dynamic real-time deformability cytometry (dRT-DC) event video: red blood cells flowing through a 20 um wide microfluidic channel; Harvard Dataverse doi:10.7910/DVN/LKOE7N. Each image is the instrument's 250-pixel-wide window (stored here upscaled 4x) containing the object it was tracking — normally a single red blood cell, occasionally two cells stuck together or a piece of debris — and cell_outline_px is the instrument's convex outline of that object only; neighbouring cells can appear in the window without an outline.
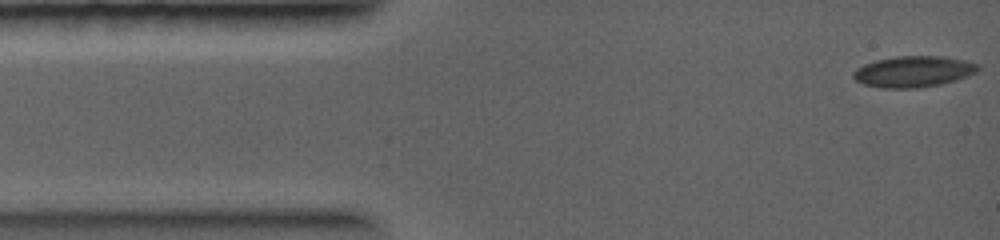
{"species": "common noctule bat (a hibernating species)", "species_latin": "Nyctalus noctula", "temperature_condition": "warm", "stored_images_in_passage": 3, "camera_frame_rate_fps": 5000, "um_per_image_px": 0.085, "animal": {"sex": "female", "body_mass_g": 19.0, "forearm_length_mm": 56.7}, "frame": {"image": 1, "passage_image": 1, "time_ms": 0.0, "image_size_px": [1000, 240], "cell_outline_px": [[980, 68], [976, 72], [968, 76], [956, 80], [940, 84], [916, 88], [880, 88], [864, 84], [856, 80], [852, 76], [852, 72], [856, 68], [864, 64], [876, 60], [896, 56], [944, 56], [964, 60], [980, 64]], "centroid_in_image_um": [77.64, 6.08], "position_along_channel_um": 7.4, "area_um2": 22.72}}
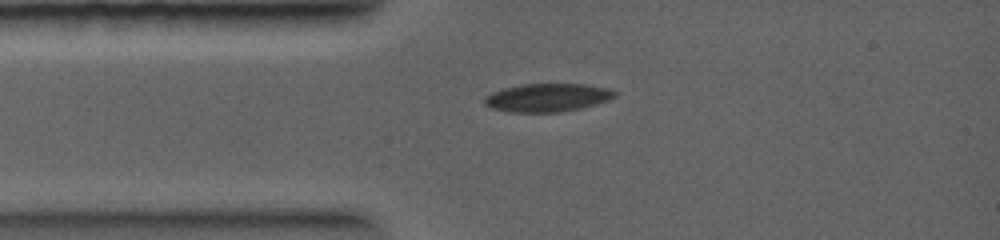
{"frame": {"image": 2, "passage_image": 3, "time_ms": 2.0, "image_size_px": [1000, 240], "cell_outline_px": [[616, 96], [608, 100], [596, 104], [580, 108], [560, 112], [512, 112], [492, 108], [484, 104], [484, 96], [492, 92], [504, 88], [520, 84], [584, 84], [608, 88], [616, 92]], "centroid_in_image_um": [46.51, 8.29], "position_along_channel_um": 38.5, "area_um2": 21.39}}